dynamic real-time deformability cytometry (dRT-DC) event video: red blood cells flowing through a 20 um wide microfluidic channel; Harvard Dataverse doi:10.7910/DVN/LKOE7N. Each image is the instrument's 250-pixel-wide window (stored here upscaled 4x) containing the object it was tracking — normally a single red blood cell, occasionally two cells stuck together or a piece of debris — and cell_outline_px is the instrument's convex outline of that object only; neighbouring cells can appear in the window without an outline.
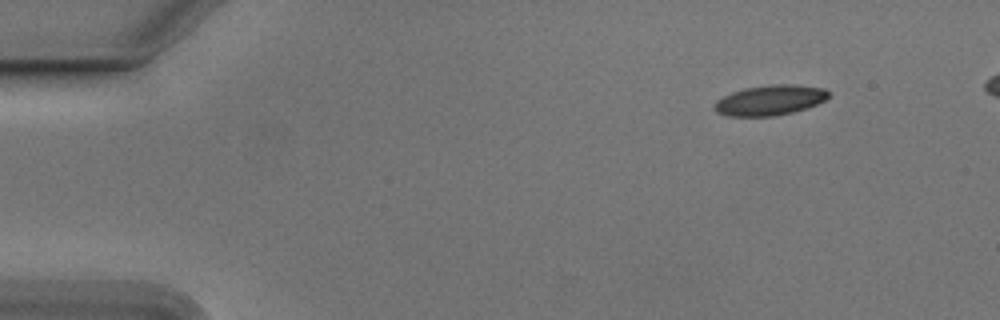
{"species": "Egyptian fruit bat (a non-hibernating species)", "species_latin": "Rousettus aegyptiacus", "temperature_condition": "cold", "stored_images_in_passage": 14, "camera_frame_rate_fps": 3000, "um_per_image_px": 0.085, "animal": {"sex": "male"}, "frame": {"image": 1, "passage_image": 1, "time_ms": 0.0, "image_size_px": [1000, 320], "cell_outline_px": [[832, 96], [816, 104], [792, 112], [772, 116], [728, 116], [716, 112], [712, 108], [712, 104], [716, 100], [732, 92], [744, 88], [772, 84], [792, 84], [824, 88]], "centroid_in_image_um": [65.4, 8.51], "position_along_channel_um": 19.6, "area_um2": 20.11}}
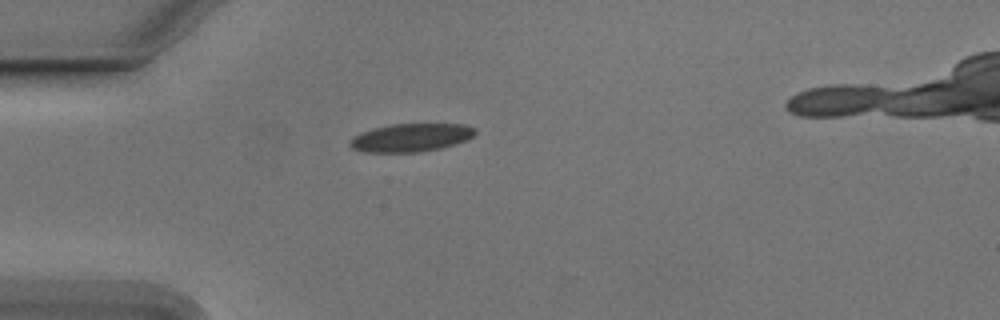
{"frame": {"image": 2, "passage_image": 10, "time_ms": 3.0, "image_size_px": [1000, 320], "cell_outline_px": [[476, 132], [468, 140], [440, 148], [416, 152], [368, 152], [352, 148], [348, 144], [348, 140], [352, 136], [360, 132], [372, 128], [388, 124], [464, 124], [476, 128]], "centroid_in_image_um": [34.89, 11.68], "position_along_channel_um": 50.1, "area_um2": 20.69}}